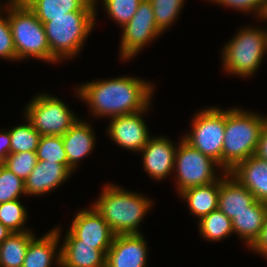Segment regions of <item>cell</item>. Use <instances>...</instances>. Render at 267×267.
<instances>
[{
    "mask_svg": "<svg viewBox=\"0 0 267 267\" xmlns=\"http://www.w3.org/2000/svg\"><path fill=\"white\" fill-rule=\"evenodd\" d=\"M153 7L157 27L164 33L182 10L185 0H149Z\"/></svg>",
    "mask_w": 267,
    "mask_h": 267,
    "instance_id": "29",
    "label": "cell"
},
{
    "mask_svg": "<svg viewBox=\"0 0 267 267\" xmlns=\"http://www.w3.org/2000/svg\"><path fill=\"white\" fill-rule=\"evenodd\" d=\"M26 210L20 199L0 203V222L12 233L30 231L24 228L28 215Z\"/></svg>",
    "mask_w": 267,
    "mask_h": 267,
    "instance_id": "27",
    "label": "cell"
},
{
    "mask_svg": "<svg viewBox=\"0 0 267 267\" xmlns=\"http://www.w3.org/2000/svg\"><path fill=\"white\" fill-rule=\"evenodd\" d=\"M257 201L267 203V162L256 155L237 163L229 172Z\"/></svg>",
    "mask_w": 267,
    "mask_h": 267,
    "instance_id": "16",
    "label": "cell"
},
{
    "mask_svg": "<svg viewBox=\"0 0 267 267\" xmlns=\"http://www.w3.org/2000/svg\"><path fill=\"white\" fill-rule=\"evenodd\" d=\"M218 166L220 167L216 161L192 147L181 137L176 150L173 170L176 174L175 186H177L178 193L217 181L220 178L216 175Z\"/></svg>",
    "mask_w": 267,
    "mask_h": 267,
    "instance_id": "9",
    "label": "cell"
},
{
    "mask_svg": "<svg viewBox=\"0 0 267 267\" xmlns=\"http://www.w3.org/2000/svg\"><path fill=\"white\" fill-rule=\"evenodd\" d=\"M25 106V118L41 136H63L79 119L60 98L48 93L36 95Z\"/></svg>",
    "mask_w": 267,
    "mask_h": 267,
    "instance_id": "7",
    "label": "cell"
},
{
    "mask_svg": "<svg viewBox=\"0 0 267 267\" xmlns=\"http://www.w3.org/2000/svg\"><path fill=\"white\" fill-rule=\"evenodd\" d=\"M267 217V203L255 200L245 211L232 219L234 234L250 248L259 238Z\"/></svg>",
    "mask_w": 267,
    "mask_h": 267,
    "instance_id": "20",
    "label": "cell"
},
{
    "mask_svg": "<svg viewBox=\"0 0 267 267\" xmlns=\"http://www.w3.org/2000/svg\"><path fill=\"white\" fill-rule=\"evenodd\" d=\"M36 154L38 161L58 162L68 168L67 154L64 149L62 136H41Z\"/></svg>",
    "mask_w": 267,
    "mask_h": 267,
    "instance_id": "28",
    "label": "cell"
},
{
    "mask_svg": "<svg viewBox=\"0 0 267 267\" xmlns=\"http://www.w3.org/2000/svg\"><path fill=\"white\" fill-rule=\"evenodd\" d=\"M2 4L0 3V11H2V9H4V7L2 8V6H1Z\"/></svg>",
    "mask_w": 267,
    "mask_h": 267,
    "instance_id": "40",
    "label": "cell"
},
{
    "mask_svg": "<svg viewBox=\"0 0 267 267\" xmlns=\"http://www.w3.org/2000/svg\"><path fill=\"white\" fill-rule=\"evenodd\" d=\"M114 232L93 206L80 209L72 220L62 244L95 245V249H109Z\"/></svg>",
    "mask_w": 267,
    "mask_h": 267,
    "instance_id": "11",
    "label": "cell"
},
{
    "mask_svg": "<svg viewBox=\"0 0 267 267\" xmlns=\"http://www.w3.org/2000/svg\"><path fill=\"white\" fill-rule=\"evenodd\" d=\"M26 123L12 127L9 130L11 145L10 153L36 151L41 135L34 129L32 124L24 118Z\"/></svg>",
    "mask_w": 267,
    "mask_h": 267,
    "instance_id": "26",
    "label": "cell"
},
{
    "mask_svg": "<svg viewBox=\"0 0 267 267\" xmlns=\"http://www.w3.org/2000/svg\"><path fill=\"white\" fill-rule=\"evenodd\" d=\"M61 229L55 227L42 238L36 236L30 241L22 267H51L54 261L60 266ZM57 252V253H56ZM56 254V255H55Z\"/></svg>",
    "mask_w": 267,
    "mask_h": 267,
    "instance_id": "19",
    "label": "cell"
},
{
    "mask_svg": "<svg viewBox=\"0 0 267 267\" xmlns=\"http://www.w3.org/2000/svg\"><path fill=\"white\" fill-rule=\"evenodd\" d=\"M3 10H6L4 11L6 15L4 17L0 11V58L7 61H16V51L8 20V2Z\"/></svg>",
    "mask_w": 267,
    "mask_h": 267,
    "instance_id": "33",
    "label": "cell"
},
{
    "mask_svg": "<svg viewBox=\"0 0 267 267\" xmlns=\"http://www.w3.org/2000/svg\"><path fill=\"white\" fill-rule=\"evenodd\" d=\"M32 231L13 232L0 244V267H22Z\"/></svg>",
    "mask_w": 267,
    "mask_h": 267,
    "instance_id": "24",
    "label": "cell"
},
{
    "mask_svg": "<svg viewBox=\"0 0 267 267\" xmlns=\"http://www.w3.org/2000/svg\"><path fill=\"white\" fill-rule=\"evenodd\" d=\"M60 267H106L108 249H95V245L61 244Z\"/></svg>",
    "mask_w": 267,
    "mask_h": 267,
    "instance_id": "22",
    "label": "cell"
},
{
    "mask_svg": "<svg viewBox=\"0 0 267 267\" xmlns=\"http://www.w3.org/2000/svg\"><path fill=\"white\" fill-rule=\"evenodd\" d=\"M177 146L166 136H156L148 140L140 153L143 157V168L149 177L163 181L173 172Z\"/></svg>",
    "mask_w": 267,
    "mask_h": 267,
    "instance_id": "14",
    "label": "cell"
},
{
    "mask_svg": "<svg viewBox=\"0 0 267 267\" xmlns=\"http://www.w3.org/2000/svg\"><path fill=\"white\" fill-rule=\"evenodd\" d=\"M147 245L141 233L115 235L106 253V267H146Z\"/></svg>",
    "mask_w": 267,
    "mask_h": 267,
    "instance_id": "13",
    "label": "cell"
},
{
    "mask_svg": "<svg viewBox=\"0 0 267 267\" xmlns=\"http://www.w3.org/2000/svg\"><path fill=\"white\" fill-rule=\"evenodd\" d=\"M37 154L36 151H26L19 153H10L3 163L16 176L25 181L29 174L36 166Z\"/></svg>",
    "mask_w": 267,
    "mask_h": 267,
    "instance_id": "32",
    "label": "cell"
},
{
    "mask_svg": "<svg viewBox=\"0 0 267 267\" xmlns=\"http://www.w3.org/2000/svg\"><path fill=\"white\" fill-rule=\"evenodd\" d=\"M72 172L58 162L38 161L25 182L26 195L41 196L52 192L61 186L64 181H68Z\"/></svg>",
    "mask_w": 267,
    "mask_h": 267,
    "instance_id": "15",
    "label": "cell"
},
{
    "mask_svg": "<svg viewBox=\"0 0 267 267\" xmlns=\"http://www.w3.org/2000/svg\"><path fill=\"white\" fill-rule=\"evenodd\" d=\"M239 107L225 110L222 169L229 172L237 163L255 155L267 116Z\"/></svg>",
    "mask_w": 267,
    "mask_h": 267,
    "instance_id": "3",
    "label": "cell"
},
{
    "mask_svg": "<svg viewBox=\"0 0 267 267\" xmlns=\"http://www.w3.org/2000/svg\"><path fill=\"white\" fill-rule=\"evenodd\" d=\"M149 108L151 107L133 114L112 117L106 129L109 138L126 150L140 152L151 138L143 119Z\"/></svg>",
    "mask_w": 267,
    "mask_h": 267,
    "instance_id": "12",
    "label": "cell"
},
{
    "mask_svg": "<svg viewBox=\"0 0 267 267\" xmlns=\"http://www.w3.org/2000/svg\"><path fill=\"white\" fill-rule=\"evenodd\" d=\"M212 3L220 4L221 6L230 7L243 11L244 13H254L259 19L267 12V0H209Z\"/></svg>",
    "mask_w": 267,
    "mask_h": 267,
    "instance_id": "34",
    "label": "cell"
},
{
    "mask_svg": "<svg viewBox=\"0 0 267 267\" xmlns=\"http://www.w3.org/2000/svg\"><path fill=\"white\" fill-rule=\"evenodd\" d=\"M8 20L16 61L33 57L49 63H58L50 52L43 23L22 0L8 1Z\"/></svg>",
    "mask_w": 267,
    "mask_h": 267,
    "instance_id": "4",
    "label": "cell"
},
{
    "mask_svg": "<svg viewBox=\"0 0 267 267\" xmlns=\"http://www.w3.org/2000/svg\"><path fill=\"white\" fill-rule=\"evenodd\" d=\"M102 190L92 206L114 234H140L139 225L152 207L151 199L110 183Z\"/></svg>",
    "mask_w": 267,
    "mask_h": 267,
    "instance_id": "2",
    "label": "cell"
},
{
    "mask_svg": "<svg viewBox=\"0 0 267 267\" xmlns=\"http://www.w3.org/2000/svg\"><path fill=\"white\" fill-rule=\"evenodd\" d=\"M255 155L263 161L267 162V121L261 131L258 147Z\"/></svg>",
    "mask_w": 267,
    "mask_h": 267,
    "instance_id": "37",
    "label": "cell"
},
{
    "mask_svg": "<svg viewBox=\"0 0 267 267\" xmlns=\"http://www.w3.org/2000/svg\"><path fill=\"white\" fill-rule=\"evenodd\" d=\"M79 87V88H78ZM76 94L89 105L95 117L112 118L146 110L154 94L152 82L119 76L79 85Z\"/></svg>",
    "mask_w": 267,
    "mask_h": 267,
    "instance_id": "1",
    "label": "cell"
},
{
    "mask_svg": "<svg viewBox=\"0 0 267 267\" xmlns=\"http://www.w3.org/2000/svg\"><path fill=\"white\" fill-rule=\"evenodd\" d=\"M11 234L12 232L0 222V244Z\"/></svg>",
    "mask_w": 267,
    "mask_h": 267,
    "instance_id": "38",
    "label": "cell"
},
{
    "mask_svg": "<svg viewBox=\"0 0 267 267\" xmlns=\"http://www.w3.org/2000/svg\"><path fill=\"white\" fill-rule=\"evenodd\" d=\"M261 20L263 19V20H267V12H265L263 15H262V17L260 18ZM267 30V29H266Z\"/></svg>",
    "mask_w": 267,
    "mask_h": 267,
    "instance_id": "39",
    "label": "cell"
},
{
    "mask_svg": "<svg viewBox=\"0 0 267 267\" xmlns=\"http://www.w3.org/2000/svg\"><path fill=\"white\" fill-rule=\"evenodd\" d=\"M26 195L25 182L3 164L0 166V203Z\"/></svg>",
    "mask_w": 267,
    "mask_h": 267,
    "instance_id": "30",
    "label": "cell"
},
{
    "mask_svg": "<svg viewBox=\"0 0 267 267\" xmlns=\"http://www.w3.org/2000/svg\"><path fill=\"white\" fill-rule=\"evenodd\" d=\"M267 53V30L255 27L239 29L222 50V66L227 74L250 77Z\"/></svg>",
    "mask_w": 267,
    "mask_h": 267,
    "instance_id": "6",
    "label": "cell"
},
{
    "mask_svg": "<svg viewBox=\"0 0 267 267\" xmlns=\"http://www.w3.org/2000/svg\"><path fill=\"white\" fill-rule=\"evenodd\" d=\"M220 178L206 185L192 187L182 191L179 195L188 203L190 214L197 216L199 220L218 209V193Z\"/></svg>",
    "mask_w": 267,
    "mask_h": 267,
    "instance_id": "23",
    "label": "cell"
},
{
    "mask_svg": "<svg viewBox=\"0 0 267 267\" xmlns=\"http://www.w3.org/2000/svg\"><path fill=\"white\" fill-rule=\"evenodd\" d=\"M142 0H102L105 11L120 27H124L135 15Z\"/></svg>",
    "mask_w": 267,
    "mask_h": 267,
    "instance_id": "31",
    "label": "cell"
},
{
    "mask_svg": "<svg viewBox=\"0 0 267 267\" xmlns=\"http://www.w3.org/2000/svg\"><path fill=\"white\" fill-rule=\"evenodd\" d=\"M96 11H73L43 23L51 54L61 62L83 48L96 23Z\"/></svg>",
    "mask_w": 267,
    "mask_h": 267,
    "instance_id": "5",
    "label": "cell"
},
{
    "mask_svg": "<svg viewBox=\"0 0 267 267\" xmlns=\"http://www.w3.org/2000/svg\"><path fill=\"white\" fill-rule=\"evenodd\" d=\"M42 22L73 11H96L97 0H22Z\"/></svg>",
    "mask_w": 267,
    "mask_h": 267,
    "instance_id": "21",
    "label": "cell"
},
{
    "mask_svg": "<svg viewBox=\"0 0 267 267\" xmlns=\"http://www.w3.org/2000/svg\"><path fill=\"white\" fill-rule=\"evenodd\" d=\"M190 133L182 138L204 155L212 158L222 170V150L225 133V110L217 107L203 108L191 122ZM223 171V172H222Z\"/></svg>",
    "mask_w": 267,
    "mask_h": 267,
    "instance_id": "8",
    "label": "cell"
},
{
    "mask_svg": "<svg viewBox=\"0 0 267 267\" xmlns=\"http://www.w3.org/2000/svg\"><path fill=\"white\" fill-rule=\"evenodd\" d=\"M91 125L78 119L62 136L67 154L68 169L73 173L82 158L88 156L95 147V135Z\"/></svg>",
    "mask_w": 267,
    "mask_h": 267,
    "instance_id": "18",
    "label": "cell"
},
{
    "mask_svg": "<svg viewBox=\"0 0 267 267\" xmlns=\"http://www.w3.org/2000/svg\"><path fill=\"white\" fill-rule=\"evenodd\" d=\"M198 222L201 237L211 242H219L234 233L232 220L225 216L219 209L203 216Z\"/></svg>",
    "mask_w": 267,
    "mask_h": 267,
    "instance_id": "25",
    "label": "cell"
},
{
    "mask_svg": "<svg viewBox=\"0 0 267 267\" xmlns=\"http://www.w3.org/2000/svg\"><path fill=\"white\" fill-rule=\"evenodd\" d=\"M222 177V178H221ZM218 193V209L229 219L247 210L256 200L254 195L228 172L222 173Z\"/></svg>",
    "mask_w": 267,
    "mask_h": 267,
    "instance_id": "17",
    "label": "cell"
},
{
    "mask_svg": "<svg viewBox=\"0 0 267 267\" xmlns=\"http://www.w3.org/2000/svg\"><path fill=\"white\" fill-rule=\"evenodd\" d=\"M249 249H251L255 253L257 252V254H260L267 259V217L265 219L264 226L259 238Z\"/></svg>",
    "mask_w": 267,
    "mask_h": 267,
    "instance_id": "35",
    "label": "cell"
},
{
    "mask_svg": "<svg viewBox=\"0 0 267 267\" xmlns=\"http://www.w3.org/2000/svg\"><path fill=\"white\" fill-rule=\"evenodd\" d=\"M11 138L10 132L4 130L0 132V162L3 164L6 157L10 154Z\"/></svg>",
    "mask_w": 267,
    "mask_h": 267,
    "instance_id": "36",
    "label": "cell"
},
{
    "mask_svg": "<svg viewBox=\"0 0 267 267\" xmlns=\"http://www.w3.org/2000/svg\"><path fill=\"white\" fill-rule=\"evenodd\" d=\"M120 59L128 61L163 32L157 27L152 4L142 0L132 19L122 28Z\"/></svg>",
    "mask_w": 267,
    "mask_h": 267,
    "instance_id": "10",
    "label": "cell"
}]
</instances>
